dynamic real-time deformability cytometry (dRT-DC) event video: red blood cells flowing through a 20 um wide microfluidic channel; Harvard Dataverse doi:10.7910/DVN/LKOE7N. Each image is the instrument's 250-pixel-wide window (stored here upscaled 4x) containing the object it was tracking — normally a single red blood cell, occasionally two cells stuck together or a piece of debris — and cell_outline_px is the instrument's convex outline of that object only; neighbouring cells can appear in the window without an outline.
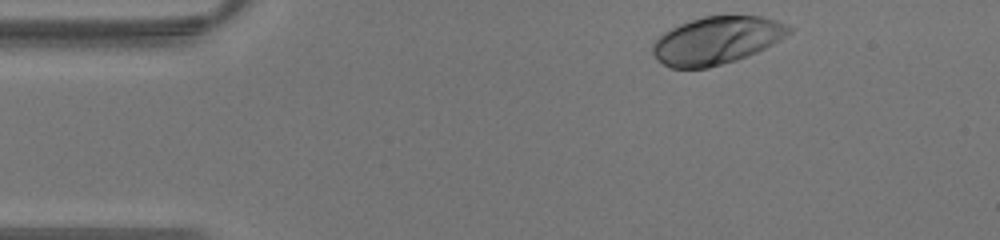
{"species": "human", "species_latin": "Homo sapiens", "temperature_condition": "warm", "stored_images_in_passage": 35, "camera_frame_rate_fps": 3000, "um_per_image_px": 0.085, "donor": {"sex": "male"}, "frame": {"image": 1, "passage_image": 1, "time_ms": 0.0, "image_size_px": [1000, 240], "cell_outline_px": [[796, 28], [792, 32], [772, 44], [748, 56], [736, 60], [708, 68], [672, 68], [656, 60], [652, 52], [652, 44], [664, 32], [680, 24], [704, 16], [760, 16], [776, 20]], "centroid_in_image_um": [60.93, 3.44], "position_along_channel_um": 24.1, "area_um2": 37.69}}
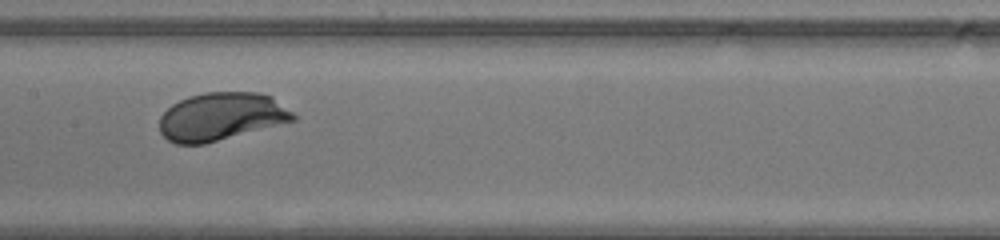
{"frame": {"image": 2, "passage_image": 16, "time_ms": 5.0, "image_size_px": [1000, 240], "cell_outline_px": [[296, 120], [204, 144], [176, 144], [168, 140], [160, 132], [160, 116], [172, 104], [188, 96], [204, 92], [256, 92], [272, 96], [292, 112], [296, 116]], "centroid_in_image_um": [18.79, 9.9], "position_along_channel_um": 188.6, "area_um2": 37.22}}
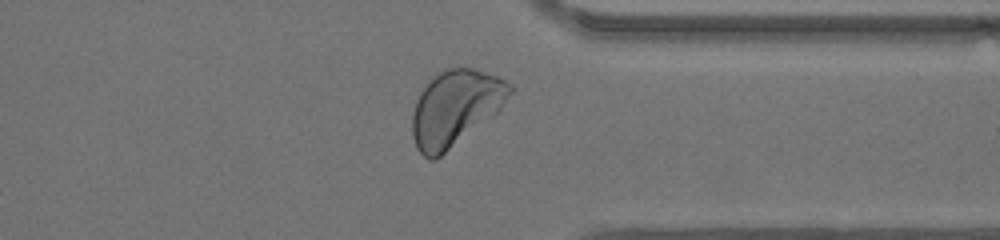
{"frame": {"image": 3, "passage_image": 28, "time_ms": 9.0, "image_size_px": [1000, 240], "cell_outline_px": [[512, 92], [500, 108], [496, 112], [436, 160], [428, 160], [416, 148], [412, 136], [412, 112], [416, 100], [420, 92], [444, 68], [476, 68], [496, 76], [512, 84]], "centroid_in_image_um": [38.67, 9.19], "position_along_channel_um": 372.7, "area_um2": 42.43}}